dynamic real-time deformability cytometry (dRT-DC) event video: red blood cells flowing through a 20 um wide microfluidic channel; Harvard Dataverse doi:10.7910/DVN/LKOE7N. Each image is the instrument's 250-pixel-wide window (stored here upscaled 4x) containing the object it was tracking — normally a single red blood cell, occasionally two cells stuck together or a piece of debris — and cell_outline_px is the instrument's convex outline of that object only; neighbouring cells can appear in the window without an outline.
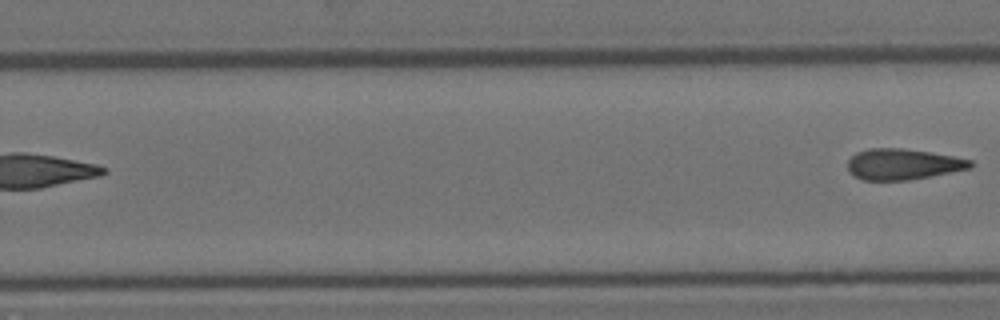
{"species": "Egyptian fruit bat (a non-hibernating species)", "species_latin": "Rousettus aegyptiacus", "temperature_condition": "room temperature", "stored_images_in_passage": 14, "segment_of_instrument_passage": [2, 2], "camera_frame_rate_fps": 3000, "um_per_image_px": 0.085, "animal": {"sex": "female"}, "frame": {"image": 1, "passage_image": 14, "time_ms": 4.333, "image_size_px": [1000, 320], "cell_outline_px": [[976, 164], [972, 168], [908, 180], [864, 180], [848, 172], [848, 160], [856, 152], [868, 148], [900, 148], [928, 152], [952, 156], [972, 160]], "centroid_in_image_um": [76.75, 13.95], "position_along_channel_um": 253.1, "area_um2": 22.02}}